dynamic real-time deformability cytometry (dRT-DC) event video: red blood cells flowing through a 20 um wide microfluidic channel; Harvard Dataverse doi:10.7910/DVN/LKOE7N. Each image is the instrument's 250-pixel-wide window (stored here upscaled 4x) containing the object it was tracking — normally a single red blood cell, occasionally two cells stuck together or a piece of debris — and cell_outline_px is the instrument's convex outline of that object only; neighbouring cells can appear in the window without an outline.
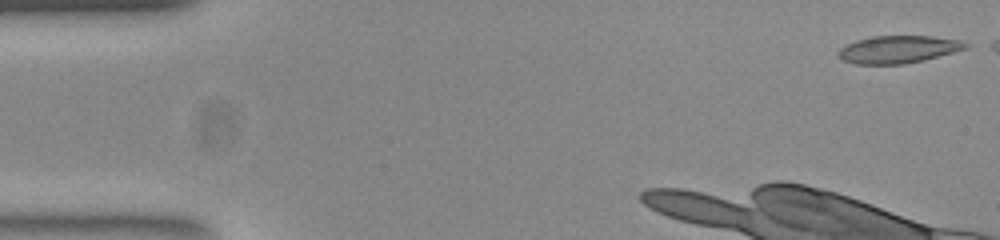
{"species": "common noctule bat (a hibernating species)", "species_latin": "Nyctalus noctula", "temperature_condition": "room temperature", "stored_images_in_passage": 9, "camera_frame_rate_fps": 3000, "um_per_image_px": 0.085, "animal": {"sex": "female", "body_mass_g": 23.0, "forearm_length_mm": 53.4}, "frame": {"image": 1, "passage_image": 1, "time_ms": 0.0, "image_size_px": [1000, 240], "cell_outline_px": [[968, 48], [924, 60], [904, 64], [856, 64], [840, 60], [836, 56], [836, 52], [840, 48], [856, 40], [872, 36], [932, 36], [960, 40], [968, 44]], "centroid_in_image_um": [76.3, 4.2], "position_along_channel_um": 8.7, "area_um2": 20.52}}